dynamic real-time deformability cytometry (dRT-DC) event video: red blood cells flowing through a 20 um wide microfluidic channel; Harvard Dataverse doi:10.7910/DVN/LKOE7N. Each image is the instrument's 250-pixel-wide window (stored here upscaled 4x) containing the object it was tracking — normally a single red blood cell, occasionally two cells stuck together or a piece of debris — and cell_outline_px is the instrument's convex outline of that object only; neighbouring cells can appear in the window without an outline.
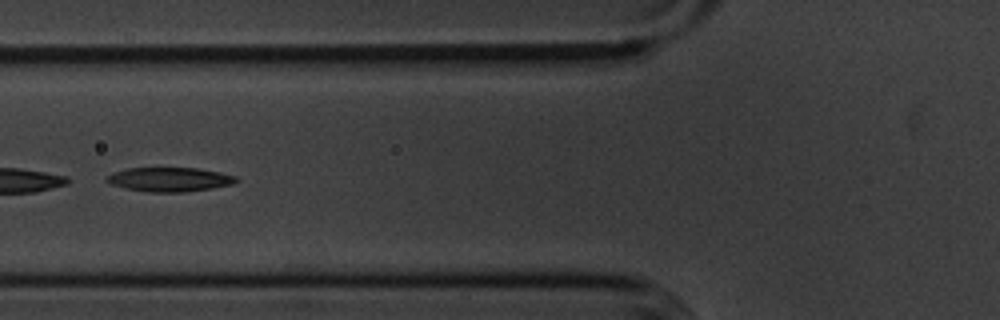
{"species": "common noctule bat (a hibernating species)", "species_latin": "Nyctalus noctula", "temperature_condition": "cold", "stored_images_in_passage": 22, "camera_frame_rate_fps": 3000, "um_per_image_px": 0.085, "animal": {"sex": "male", "body_mass_g": 20.1, "forearm_length_mm": 53.5}, "frame": {"image": 1, "passage_image": 10, "time_ms": 3.0, "image_size_px": [1000, 320], "cell_outline_px": [[236, 180], [232, 184], [212, 188], [184, 192], [148, 192], [124, 188], [112, 184], [104, 180], [112, 172], [128, 168], [196, 168], [220, 172], [236, 176]], "centroid_in_image_um": [14.38, 15.25], "position_along_channel_um": 111.4, "area_um2": 18.15}}